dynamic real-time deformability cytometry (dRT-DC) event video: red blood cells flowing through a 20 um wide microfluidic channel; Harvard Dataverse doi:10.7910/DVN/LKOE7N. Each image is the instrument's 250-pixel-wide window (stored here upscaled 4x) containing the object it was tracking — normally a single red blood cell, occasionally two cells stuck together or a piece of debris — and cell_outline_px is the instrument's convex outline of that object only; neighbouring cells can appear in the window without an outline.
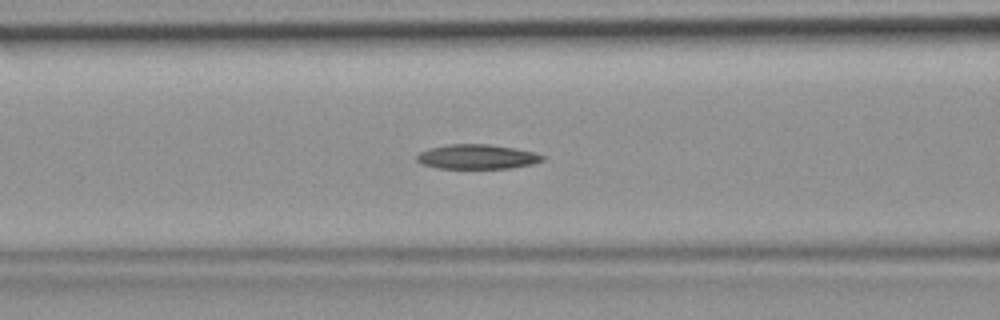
{"species": "common noctule bat (a hibernating species)", "species_latin": "Nyctalus noctula", "temperature_condition": "room temperature", "stored_images_in_passage": 47, "camera_frame_rate_fps": 3000, "um_per_image_px": 0.085, "animal": {"sex": "female", "body_mass_g": 19.9}, "frame": {"image": 1, "passage_image": 19, "time_ms": 6.0, "image_size_px": [1000, 320], "cell_outline_px": [[544, 160], [532, 164], [508, 168], [436, 168], [420, 164], [416, 160], [416, 156], [420, 152], [428, 148], [448, 144], [488, 144], [512, 148], [532, 152], [544, 156]], "centroid_in_image_um": [40.48, 13.32], "position_along_channel_um": 126.1, "area_um2": 17.92}}
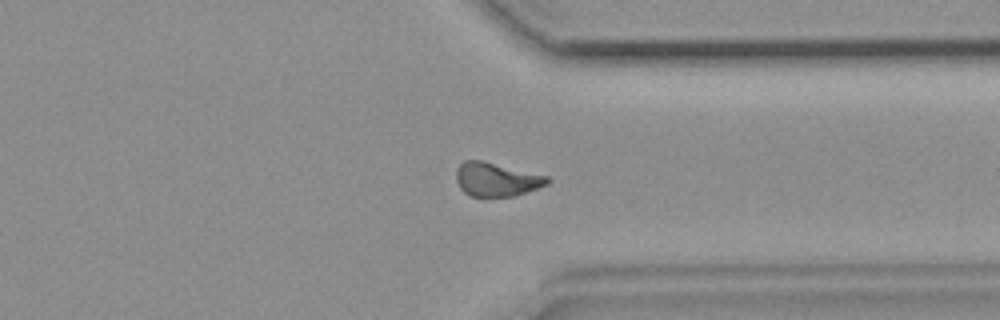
{"frame": {"image": 2, "passage_image": 36, "time_ms": 11.667, "image_size_px": [1000, 320], "cell_outline_px": [[552, 180], [548, 184], [512, 196], [468, 196], [460, 188], [456, 180], [456, 168], [464, 160], [480, 160], [548, 176]], "centroid_in_image_um": [42.17, 15.25], "position_along_channel_um": 369.2, "area_um2": 17.74}}
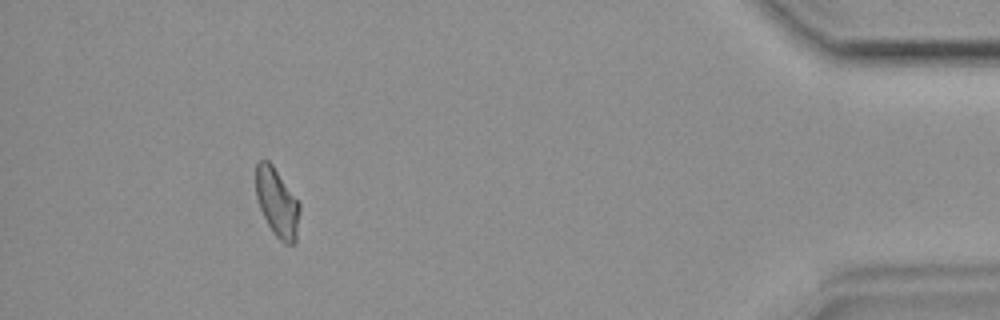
{"frame": {"image": 3, "passage_image": 43, "time_ms": 14.0, "image_size_px": [1000, 320], "cell_outline_px": [[300, 212], [296, 244], [284, 244], [272, 232], [260, 208], [256, 196], [256, 164], [260, 160], [268, 160], [272, 164], [300, 204]], "centroid_in_image_um": [23.57, 17.25], "position_along_channel_um": 411.6, "area_um2": 17.46}}